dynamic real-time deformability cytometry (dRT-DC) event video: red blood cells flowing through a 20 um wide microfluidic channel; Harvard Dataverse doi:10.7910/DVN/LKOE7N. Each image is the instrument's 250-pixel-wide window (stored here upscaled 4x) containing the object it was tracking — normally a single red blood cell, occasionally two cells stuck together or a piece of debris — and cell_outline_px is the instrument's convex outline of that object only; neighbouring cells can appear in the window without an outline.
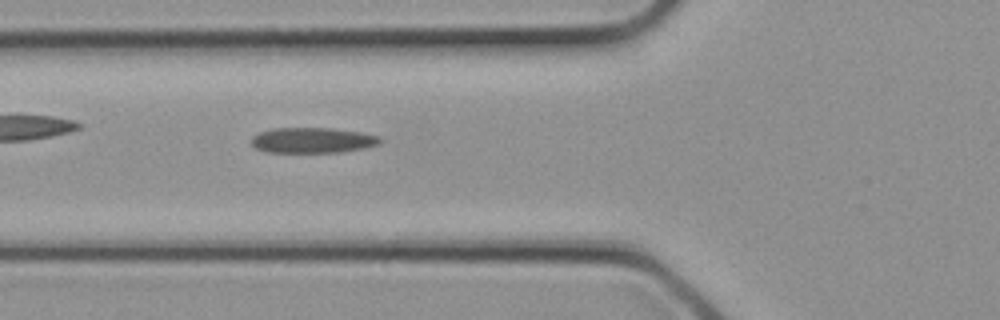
{"species": "common noctule bat (a hibernating species)", "species_latin": "Nyctalus noctula", "temperature_condition": "cold", "stored_images_in_passage": 11, "camera_frame_rate_fps": 3000, "um_per_image_px": 0.085, "animal": {"sex": "female", "body_mass_g": 21.9}, "frame": {"image": 1, "passage_image": 11, "time_ms": 3.333, "image_size_px": [1000, 320], "cell_outline_px": [[384, 140], [380, 144], [364, 148], [340, 152], [268, 152], [256, 148], [252, 144], [252, 136], [260, 132], [272, 128], [332, 128], [360, 132], [380, 136]], "centroid_in_image_um": [26.61, 11.92], "position_along_channel_um": 99.2, "area_um2": 19.13}}